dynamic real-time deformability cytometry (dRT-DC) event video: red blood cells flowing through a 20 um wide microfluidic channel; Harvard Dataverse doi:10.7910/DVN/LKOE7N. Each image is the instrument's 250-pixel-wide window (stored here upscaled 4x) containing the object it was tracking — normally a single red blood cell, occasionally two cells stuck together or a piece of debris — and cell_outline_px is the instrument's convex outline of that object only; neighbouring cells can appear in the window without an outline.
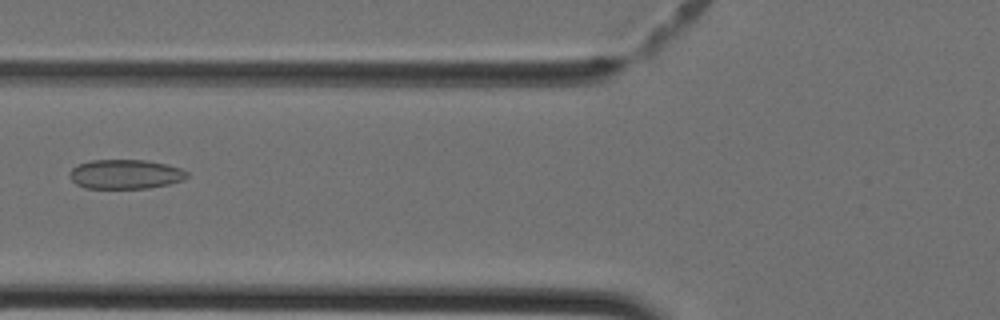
{"species": "Egyptian fruit bat (a non-hibernating species)", "species_latin": "Rousettus aegyptiacus", "temperature_condition": "cold", "stored_images_in_passage": 31, "camera_frame_rate_fps": 3000, "um_per_image_px": 0.085, "animal": {"sex": "female"}, "frame": {"image": 1, "passage_image": 5, "time_ms": 1.333, "image_size_px": [1000, 320], "cell_outline_px": [[188, 176], [184, 180], [168, 184], [148, 188], [84, 188], [76, 184], [68, 176], [68, 172], [76, 164], [92, 160], [148, 160], [168, 164], [180, 168], [188, 172]], "centroid_in_image_um": [10.64, 14.8], "position_along_channel_um": 115.2, "area_um2": 20.35}}
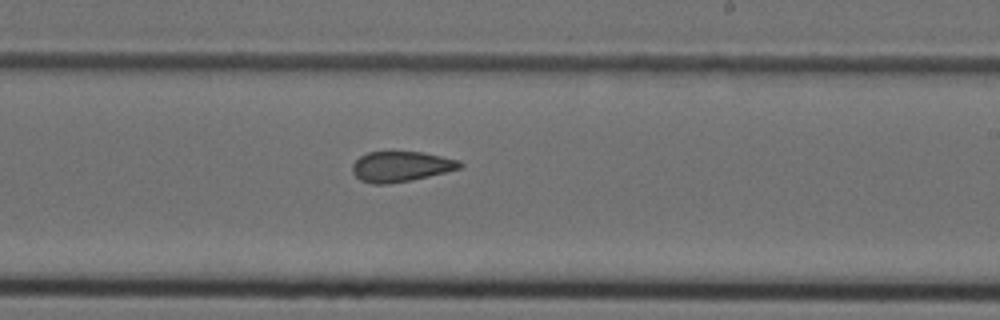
{"frame": {"image": 2, "passage_image": 14, "time_ms": 4.333, "image_size_px": [1000, 320], "cell_outline_px": [[464, 164], [460, 168], [412, 180], [388, 184], [372, 184], [360, 180], [352, 172], [352, 164], [360, 156], [368, 152], [424, 152], [460, 160]], "centroid_in_image_um": [34.07, 14.15], "position_along_channel_um": 254.9, "area_um2": 19.02}}
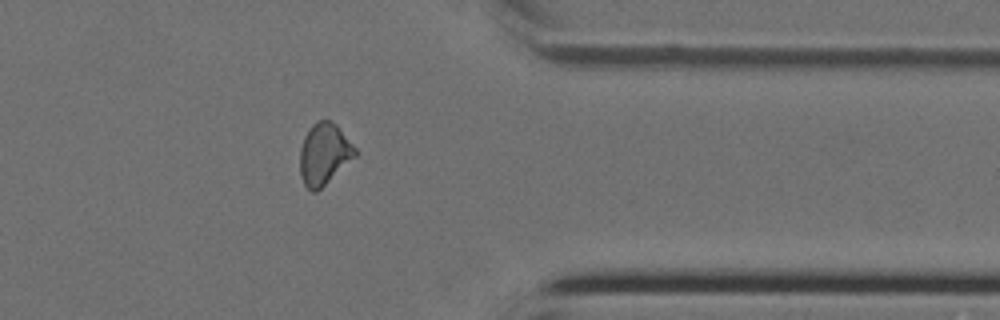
{"frame": {"image": 3, "passage_image": 23, "time_ms": 7.333, "image_size_px": [1000, 320], "cell_outline_px": [[356, 156], [316, 192], [312, 192], [304, 184], [300, 176], [300, 148], [304, 136], [312, 124], [316, 120], [328, 120], [336, 124], [356, 148]], "centroid_in_image_um": [27.53, 13.08], "position_along_channel_um": 383.9, "area_um2": 19.65}}